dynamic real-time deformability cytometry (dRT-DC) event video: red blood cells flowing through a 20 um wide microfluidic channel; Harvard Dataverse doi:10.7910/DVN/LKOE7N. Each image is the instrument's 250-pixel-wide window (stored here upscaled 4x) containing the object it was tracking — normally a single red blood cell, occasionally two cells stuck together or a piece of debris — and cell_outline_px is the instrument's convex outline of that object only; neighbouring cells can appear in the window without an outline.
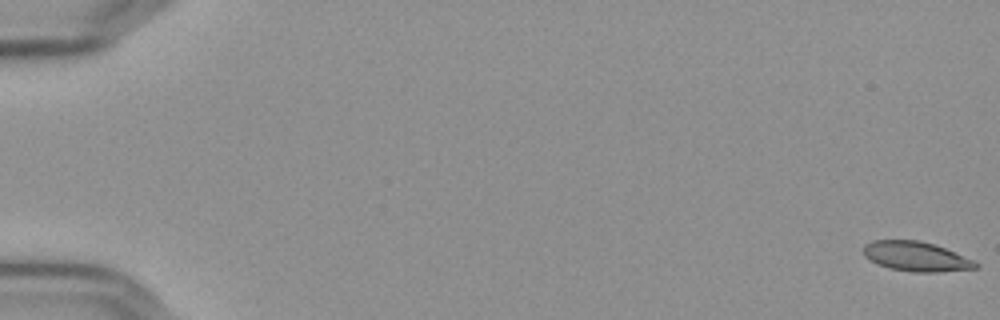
{"species": "Egyptian fruit bat (a non-hibernating species)", "species_latin": "Rousettus aegyptiacus", "temperature_condition": "cold", "stored_images_in_passage": 57, "camera_frame_rate_fps": 3000, "um_per_image_px": 0.085, "frame": {"image": 1, "passage_image": 1, "time_ms": 0.0, "image_size_px": [1000, 320], "cell_outline_px": [[980, 264], [976, 268], [940, 272], [916, 272], [888, 268], [876, 264], [864, 256], [864, 244], [872, 240], [916, 240], [936, 244], [976, 260]], "centroid_in_image_um": [77.89, 21.79], "position_along_channel_um": 7.1, "area_um2": 19.65}}
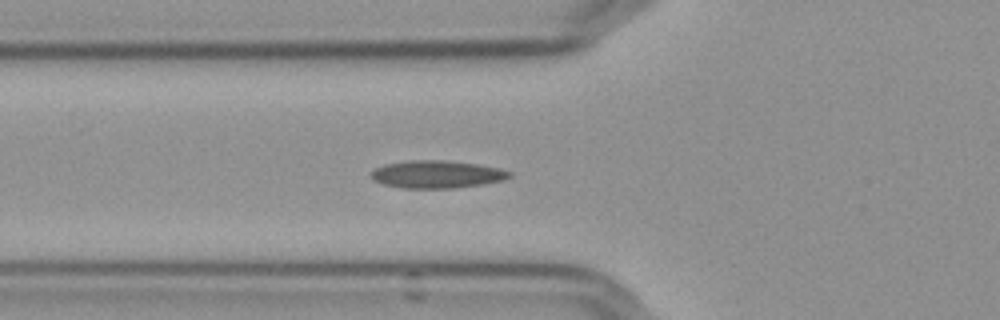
{"frame": {"image": 2, "passage_image": 22, "time_ms": 7.0, "image_size_px": [1000, 320], "cell_outline_px": [[512, 176], [504, 180], [484, 184], [452, 188], [400, 188], [384, 184], [376, 180], [372, 176], [372, 172], [376, 168], [384, 164], [408, 160], [444, 160], [476, 164], [496, 168], [512, 172]], "centroid_in_image_um": [37.15, 14.82], "position_along_channel_um": 88.6, "area_um2": 22.08}}
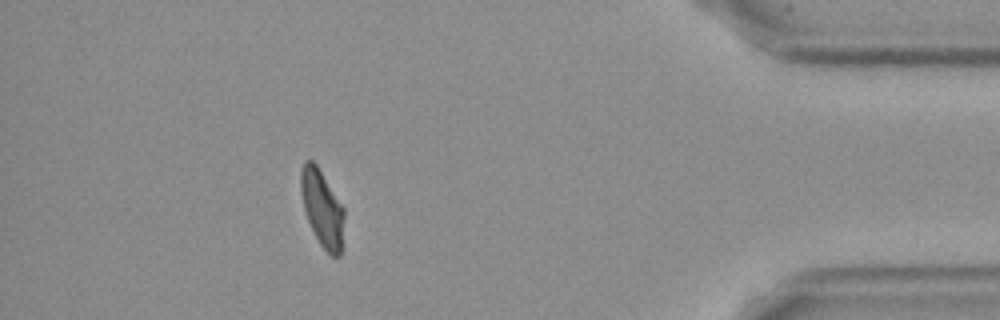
{"frame": {"image": 3, "passage_image": 52, "time_ms": 17.0, "image_size_px": [1000, 320], "cell_outline_px": [[344, 216], [340, 256], [332, 256], [320, 244], [308, 220], [304, 208], [300, 192], [300, 168], [304, 160], [312, 160], [316, 164], [344, 208]], "centroid_in_image_um": [27.36, 17.66], "position_along_channel_um": 407.8, "area_um2": 19.07}, "authors_computed_cell_mechanics": {"area_um2": 20.23, "velocity_mm_per_s": 3.6232, "shape_relaxation_time_tau1_ms": null, "shape_relaxation_time_tau2_ms": 2.2668, "deformation_change_tau1": null, "deformation_change_tau2": 0.0615}}